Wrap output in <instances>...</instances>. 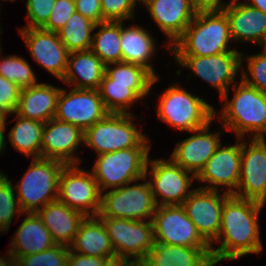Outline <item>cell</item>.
I'll return each instance as SVG.
<instances>
[{"label": "cell", "mask_w": 266, "mask_h": 266, "mask_svg": "<svg viewBox=\"0 0 266 266\" xmlns=\"http://www.w3.org/2000/svg\"><path fill=\"white\" fill-rule=\"evenodd\" d=\"M263 203L251 199H240L231 195L223 205L220 232L211 247V258L215 264L222 260H234L247 254L262 251L259 214Z\"/></svg>", "instance_id": "6da1fadb"}, {"label": "cell", "mask_w": 266, "mask_h": 266, "mask_svg": "<svg viewBox=\"0 0 266 266\" xmlns=\"http://www.w3.org/2000/svg\"><path fill=\"white\" fill-rule=\"evenodd\" d=\"M230 40L229 22L224 12H200L170 51L173 56H211L238 51L228 47Z\"/></svg>", "instance_id": "7a4b0ae2"}, {"label": "cell", "mask_w": 266, "mask_h": 266, "mask_svg": "<svg viewBox=\"0 0 266 266\" xmlns=\"http://www.w3.org/2000/svg\"><path fill=\"white\" fill-rule=\"evenodd\" d=\"M232 87L235 94L231 101L228 91L221 98L224 102L219 118H222V126L234 131L237 138L242 139L247 132H252L251 138H265L266 93L247 85L242 79L238 87L237 84Z\"/></svg>", "instance_id": "3957f363"}, {"label": "cell", "mask_w": 266, "mask_h": 266, "mask_svg": "<svg viewBox=\"0 0 266 266\" xmlns=\"http://www.w3.org/2000/svg\"><path fill=\"white\" fill-rule=\"evenodd\" d=\"M61 161L33 158L28 170L16 186V197L23 213H37L58 198Z\"/></svg>", "instance_id": "277c9868"}, {"label": "cell", "mask_w": 266, "mask_h": 266, "mask_svg": "<svg viewBox=\"0 0 266 266\" xmlns=\"http://www.w3.org/2000/svg\"><path fill=\"white\" fill-rule=\"evenodd\" d=\"M150 147H134L98 155L92 169L100 191L146 180Z\"/></svg>", "instance_id": "5b68a950"}, {"label": "cell", "mask_w": 266, "mask_h": 266, "mask_svg": "<svg viewBox=\"0 0 266 266\" xmlns=\"http://www.w3.org/2000/svg\"><path fill=\"white\" fill-rule=\"evenodd\" d=\"M131 113H109L84 131V143L98 155L134 147H150V140L133 124Z\"/></svg>", "instance_id": "8992f818"}, {"label": "cell", "mask_w": 266, "mask_h": 266, "mask_svg": "<svg viewBox=\"0 0 266 266\" xmlns=\"http://www.w3.org/2000/svg\"><path fill=\"white\" fill-rule=\"evenodd\" d=\"M158 117L175 129L194 131L212 122L216 111L203 98L178 85L169 87L160 97Z\"/></svg>", "instance_id": "52a82bcc"}, {"label": "cell", "mask_w": 266, "mask_h": 266, "mask_svg": "<svg viewBox=\"0 0 266 266\" xmlns=\"http://www.w3.org/2000/svg\"><path fill=\"white\" fill-rule=\"evenodd\" d=\"M107 231L115 256L140 265L154 246L152 221L98 217Z\"/></svg>", "instance_id": "ba28073f"}, {"label": "cell", "mask_w": 266, "mask_h": 266, "mask_svg": "<svg viewBox=\"0 0 266 266\" xmlns=\"http://www.w3.org/2000/svg\"><path fill=\"white\" fill-rule=\"evenodd\" d=\"M157 204L149 181L142 184H125L103 194L97 217L129 220H152Z\"/></svg>", "instance_id": "9c48e42d"}, {"label": "cell", "mask_w": 266, "mask_h": 266, "mask_svg": "<svg viewBox=\"0 0 266 266\" xmlns=\"http://www.w3.org/2000/svg\"><path fill=\"white\" fill-rule=\"evenodd\" d=\"M102 192L91 172L77 164L65 165L60 173L57 200L85 216H97Z\"/></svg>", "instance_id": "30bf717a"}, {"label": "cell", "mask_w": 266, "mask_h": 266, "mask_svg": "<svg viewBox=\"0 0 266 266\" xmlns=\"http://www.w3.org/2000/svg\"><path fill=\"white\" fill-rule=\"evenodd\" d=\"M157 243L185 247H211L200 235L182 205L158 206L152 217Z\"/></svg>", "instance_id": "8fae6325"}, {"label": "cell", "mask_w": 266, "mask_h": 266, "mask_svg": "<svg viewBox=\"0 0 266 266\" xmlns=\"http://www.w3.org/2000/svg\"><path fill=\"white\" fill-rule=\"evenodd\" d=\"M149 166L151 170H148ZM149 171L152 176L149 183L157 206L182 205L193 191L188 190L196 177H190L191 173L184 170L171 158L169 160L148 159L146 176ZM158 196L162 197L160 202L157 199Z\"/></svg>", "instance_id": "7c38bea8"}, {"label": "cell", "mask_w": 266, "mask_h": 266, "mask_svg": "<svg viewBox=\"0 0 266 266\" xmlns=\"http://www.w3.org/2000/svg\"><path fill=\"white\" fill-rule=\"evenodd\" d=\"M243 53L228 51L211 56H174L183 68L186 67L203 81L211 84L220 92L221 98L229 92L231 84L243 62Z\"/></svg>", "instance_id": "4fadbf2b"}, {"label": "cell", "mask_w": 266, "mask_h": 266, "mask_svg": "<svg viewBox=\"0 0 266 266\" xmlns=\"http://www.w3.org/2000/svg\"><path fill=\"white\" fill-rule=\"evenodd\" d=\"M109 113L98 90L72 88L60 90L54 118L85 131Z\"/></svg>", "instance_id": "5bb4252c"}, {"label": "cell", "mask_w": 266, "mask_h": 266, "mask_svg": "<svg viewBox=\"0 0 266 266\" xmlns=\"http://www.w3.org/2000/svg\"><path fill=\"white\" fill-rule=\"evenodd\" d=\"M242 141L240 180L233 194L240 199L266 202V141L253 138L250 146Z\"/></svg>", "instance_id": "9a60e30c"}, {"label": "cell", "mask_w": 266, "mask_h": 266, "mask_svg": "<svg viewBox=\"0 0 266 266\" xmlns=\"http://www.w3.org/2000/svg\"><path fill=\"white\" fill-rule=\"evenodd\" d=\"M218 192L198 187L182 204L187 216L211 247L220 232L224 202L231 196L225 191L220 196Z\"/></svg>", "instance_id": "2e32d148"}, {"label": "cell", "mask_w": 266, "mask_h": 266, "mask_svg": "<svg viewBox=\"0 0 266 266\" xmlns=\"http://www.w3.org/2000/svg\"><path fill=\"white\" fill-rule=\"evenodd\" d=\"M237 143L218 147L210 157L203 170L196 177L198 182H207L208 185L200 188L219 191L218 186H226V193L233 195L240 180V166L242 157V140ZM222 146V147H221Z\"/></svg>", "instance_id": "e0dca14e"}, {"label": "cell", "mask_w": 266, "mask_h": 266, "mask_svg": "<svg viewBox=\"0 0 266 266\" xmlns=\"http://www.w3.org/2000/svg\"><path fill=\"white\" fill-rule=\"evenodd\" d=\"M19 31L35 62L61 81L70 52L60 41L57 32L42 28H21Z\"/></svg>", "instance_id": "ac0fdd59"}, {"label": "cell", "mask_w": 266, "mask_h": 266, "mask_svg": "<svg viewBox=\"0 0 266 266\" xmlns=\"http://www.w3.org/2000/svg\"><path fill=\"white\" fill-rule=\"evenodd\" d=\"M82 142L84 131L81 128L52 118L42 131L41 158L58 160L66 165L78 164L80 159L73 153Z\"/></svg>", "instance_id": "d6986e66"}, {"label": "cell", "mask_w": 266, "mask_h": 266, "mask_svg": "<svg viewBox=\"0 0 266 266\" xmlns=\"http://www.w3.org/2000/svg\"><path fill=\"white\" fill-rule=\"evenodd\" d=\"M192 131L195 133L190 137L178 142L170 158L184 170L197 177L203 170L210 157L220 146V134L210 133L209 126Z\"/></svg>", "instance_id": "ffe728a7"}, {"label": "cell", "mask_w": 266, "mask_h": 266, "mask_svg": "<svg viewBox=\"0 0 266 266\" xmlns=\"http://www.w3.org/2000/svg\"><path fill=\"white\" fill-rule=\"evenodd\" d=\"M144 5L151 18L171 40L169 49L183 35L196 15L191 0H149Z\"/></svg>", "instance_id": "44dd1931"}, {"label": "cell", "mask_w": 266, "mask_h": 266, "mask_svg": "<svg viewBox=\"0 0 266 266\" xmlns=\"http://www.w3.org/2000/svg\"><path fill=\"white\" fill-rule=\"evenodd\" d=\"M237 1L234 0L224 11L232 41H251L262 45L266 38V14Z\"/></svg>", "instance_id": "7402d4cb"}, {"label": "cell", "mask_w": 266, "mask_h": 266, "mask_svg": "<svg viewBox=\"0 0 266 266\" xmlns=\"http://www.w3.org/2000/svg\"><path fill=\"white\" fill-rule=\"evenodd\" d=\"M56 244L70 246L85 215L58 200L46 204L37 212Z\"/></svg>", "instance_id": "603a6c76"}, {"label": "cell", "mask_w": 266, "mask_h": 266, "mask_svg": "<svg viewBox=\"0 0 266 266\" xmlns=\"http://www.w3.org/2000/svg\"><path fill=\"white\" fill-rule=\"evenodd\" d=\"M139 266H214L211 247H185L154 243Z\"/></svg>", "instance_id": "cb8c5ba5"}, {"label": "cell", "mask_w": 266, "mask_h": 266, "mask_svg": "<svg viewBox=\"0 0 266 266\" xmlns=\"http://www.w3.org/2000/svg\"><path fill=\"white\" fill-rule=\"evenodd\" d=\"M61 88L38 83L20 91L15 113L23 118L46 123L55 117Z\"/></svg>", "instance_id": "d4e9b609"}, {"label": "cell", "mask_w": 266, "mask_h": 266, "mask_svg": "<svg viewBox=\"0 0 266 266\" xmlns=\"http://www.w3.org/2000/svg\"><path fill=\"white\" fill-rule=\"evenodd\" d=\"M104 74L105 64L95 53L91 50L75 51L69 53L61 81L77 89L98 90Z\"/></svg>", "instance_id": "484cf974"}, {"label": "cell", "mask_w": 266, "mask_h": 266, "mask_svg": "<svg viewBox=\"0 0 266 266\" xmlns=\"http://www.w3.org/2000/svg\"><path fill=\"white\" fill-rule=\"evenodd\" d=\"M69 249L87 256L107 258L109 261L117 259L110 237L97 216L85 217Z\"/></svg>", "instance_id": "4316f807"}, {"label": "cell", "mask_w": 266, "mask_h": 266, "mask_svg": "<svg viewBox=\"0 0 266 266\" xmlns=\"http://www.w3.org/2000/svg\"><path fill=\"white\" fill-rule=\"evenodd\" d=\"M26 214L10 245L15 260L21 256L43 252L56 245L38 214Z\"/></svg>", "instance_id": "83f0119b"}, {"label": "cell", "mask_w": 266, "mask_h": 266, "mask_svg": "<svg viewBox=\"0 0 266 266\" xmlns=\"http://www.w3.org/2000/svg\"><path fill=\"white\" fill-rule=\"evenodd\" d=\"M155 42L148 31L139 26L123 27L121 22L120 48L122 62L141 66L157 77L150 64L155 51Z\"/></svg>", "instance_id": "f1b7e54d"}, {"label": "cell", "mask_w": 266, "mask_h": 266, "mask_svg": "<svg viewBox=\"0 0 266 266\" xmlns=\"http://www.w3.org/2000/svg\"><path fill=\"white\" fill-rule=\"evenodd\" d=\"M153 84H122L114 83L104 74L99 86V94L106 109L110 113H130L131 105L152 90Z\"/></svg>", "instance_id": "f546056e"}, {"label": "cell", "mask_w": 266, "mask_h": 266, "mask_svg": "<svg viewBox=\"0 0 266 266\" xmlns=\"http://www.w3.org/2000/svg\"><path fill=\"white\" fill-rule=\"evenodd\" d=\"M17 122L8 136L13 147L28 157L41 158L42 131L45 123L23 118L16 114Z\"/></svg>", "instance_id": "4dcf8cb0"}, {"label": "cell", "mask_w": 266, "mask_h": 266, "mask_svg": "<svg viewBox=\"0 0 266 266\" xmlns=\"http://www.w3.org/2000/svg\"><path fill=\"white\" fill-rule=\"evenodd\" d=\"M100 27L92 38L91 51L95 53L105 65L122 62L120 48L121 22L105 21L95 25Z\"/></svg>", "instance_id": "1f68e13d"}, {"label": "cell", "mask_w": 266, "mask_h": 266, "mask_svg": "<svg viewBox=\"0 0 266 266\" xmlns=\"http://www.w3.org/2000/svg\"><path fill=\"white\" fill-rule=\"evenodd\" d=\"M93 21L79 12H74L65 26L57 31L60 41L71 53L90 50L92 45V31L95 30Z\"/></svg>", "instance_id": "d6a6232c"}, {"label": "cell", "mask_w": 266, "mask_h": 266, "mask_svg": "<svg viewBox=\"0 0 266 266\" xmlns=\"http://www.w3.org/2000/svg\"><path fill=\"white\" fill-rule=\"evenodd\" d=\"M109 66H113V68ZM105 74L114 80V83L122 84H155L159 79L145 68L127 62L105 65Z\"/></svg>", "instance_id": "836d02e7"}, {"label": "cell", "mask_w": 266, "mask_h": 266, "mask_svg": "<svg viewBox=\"0 0 266 266\" xmlns=\"http://www.w3.org/2000/svg\"><path fill=\"white\" fill-rule=\"evenodd\" d=\"M4 58V59H3ZM0 62V75L15 83L21 89L38 84L30 64L17 55L4 57Z\"/></svg>", "instance_id": "e575fe53"}, {"label": "cell", "mask_w": 266, "mask_h": 266, "mask_svg": "<svg viewBox=\"0 0 266 266\" xmlns=\"http://www.w3.org/2000/svg\"><path fill=\"white\" fill-rule=\"evenodd\" d=\"M15 188L11 181L4 173L0 171V231H8L12 223L15 212L23 214L18 199L16 197Z\"/></svg>", "instance_id": "d590c367"}, {"label": "cell", "mask_w": 266, "mask_h": 266, "mask_svg": "<svg viewBox=\"0 0 266 266\" xmlns=\"http://www.w3.org/2000/svg\"><path fill=\"white\" fill-rule=\"evenodd\" d=\"M69 247L56 244L43 252L18 257L15 266H67Z\"/></svg>", "instance_id": "8d00e7d4"}, {"label": "cell", "mask_w": 266, "mask_h": 266, "mask_svg": "<svg viewBox=\"0 0 266 266\" xmlns=\"http://www.w3.org/2000/svg\"><path fill=\"white\" fill-rule=\"evenodd\" d=\"M246 59L248 62L247 72L250 74L251 79L246 71H242L241 79L247 85L266 93V54L262 51V53L248 56Z\"/></svg>", "instance_id": "74e56055"}, {"label": "cell", "mask_w": 266, "mask_h": 266, "mask_svg": "<svg viewBox=\"0 0 266 266\" xmlns=\"http://www.w3.org/2000/svg\"><path fill=\"white\" fill-rule=\"evenodd\" d=\"M103 22H124L134 18L135 0H100ZM132 18V19H131Z\"/></svg>", "instance_id": "f35d334b"}, {"label": "cell", "mask_w": 266, "mask_h": 266, "mask_svg": "<svg viewBox=\"0 0 266 266\" xmlns=\"http://www.w3.org/2000/svg\"><path fill=\"white\" fill-rule=\"evenodd\" d=\"M55 0H27L28 25L22 28H42L48 21Z\"/></svg>", "instance_id": "ab89813d"}, {"label": "cell", "mask_w": 266, "mask_h": 266, "mask_svg": "<svg viewBox=\"0 0 266 266\" xmlns=\"http://www.w3.org/2000/svg\"><path fill=\"white\" fill-rule=\"evenodd\" d=\"M75 11L74 0H55L50 17L42 29L57 32L65 26Z\"/></svg>", "instance_id": "60d3db41"}, {"label": "cell", "mask_w": 266, "mask_h": 266, "mask_svg": "<svg viewBox=\"0 0 266 266\" xmlns=\"http://www.w3.org/2000/svg\"><path fill=\"white\" fill-rule=\"evenodd\" d=\"M21 88L12 81L0 75V108L9 115L15 113Z\"/></svg>", "instance_id": "b9f144b4"}, {"label": "cell", "mask_w": 266, "mask_h": 266, "mask_svg": "<svg viewBox=\"0 0 266 266\" xmlns=\"http://www.w3.org/2000/svg\"><path fill=\"white\" fill-rule=\"evenodd\" d=\"M76 12L89 18L96 24L103 22L100 0H74Z\"/></svg>", "instance_id": "7bdbcfd3"}, {"label": "cell", "mask_w": 266, "mask_h": 266, "mask_svg": "<svg viewBox=\"0 0 266 266\" xmlns=\"http://www.w3.org/2000/svg\"><path fill=\"white\" fill-rule=\"evenodd\" d=\"M108 261L107 258L87 256L69 249L67 266H105Z\"/></svg>", "instance_id": "ee69618b"}, {"label": "cell", "mask_w": 266, "mask_h": 266, "mask_svg": "<svg viewBox=\"0 0 266 266\" xmlns=\"http://www.w3.org/2000/svg\"><path fill=\"white\" fill-rule=\"evenodd\" d=\"M233 1L234 0L230 3H224L221 0H191V4L196 13L224 12Z\"/></svg>", "instance_id": "f6af8a7d"}, {"label": "cell", "mask_w": 266, "mask_h": 266, "mask_svg": "<svg viewBox=\"0 0 266 266\" xmlns=\"http://www.w3.org/2000/svg\"><path fill=\"white\" fill-rule=\"evenodd\" d=\"M105 266H139L136 262L127 259H114L108 261Z\"/></svg>", "instance_id": "bcb514c9"}, {"label": "cell", "mask_w": 266, "mask_h": 266, "mask_svg": "<svg viewBox=\"0 0 266 266\" xmlns=\"http://www.w3.org/2000/svg\"><path fill=\"white\" fill-rule=\"evenodd\" d=\"M0 266H15V259L10 249L7 252L5 259L0 256Z\"/></svg>", "instance_id": "7dc6e473"}, {"label": "cell", "mask_w": 266, "mask_h": 266, "mask_svg": "<svg viewBox=\"0 0 266 266\" xmlns=\"http://www.w3.org/2000/svg\"><path fill=\"white\" fill-rule=\"evenodd\" d=\"M249 6L259 9L266 14V0H251V2H246Z\"/></svg>", "instance_id": "c3c4849f"}, {"label": "cell", "mask_w": 266, "mask_h": 266, "mask_svg": "<svg viewBox=\"0 0 266 266\" xmlns=\"http://www.w3.org/2000/svg\"><path fill=\"white\" fill-rule=\"evenodd\" d=\"M9 114L0 108V128H5L6 126V118Z\"/></svg>", "instance_id": "681fc988"}, {"label": "cell", "mask_w": 266, "mask_h": 266, "mask_svg": "<svg viewBox=\"0 0 266 266\" xmlns=\"http://www.w3.org/2000/svg\"><path fill=\"white\" fill-rule=\"evenodd\" d=\"M4 131H5V128H0V153L3 152V150L5 149L6 147V142H5V136H4Z\"/></svg>", "instance_id": "f907efd6"}, {"label": "cell", "mask_w": 266, "mask_h": 266, "mask_svg": "<svg viewBox=\"0 0 266 266\" xmlns=\"http://www.w3.org/2000/svg\"><path fill=\"white\" fill-rule=\"evenodd\" d=\"M261 46L263 47L262 51L266 54V38H265V40H264V42L262 43Z\"/></svg>", "instance_id": "816d5d0a"}, {"label": "cell", "mask_w": 266, "mask_h": 266, "mask_svg": "<svg viewBox=\"0 0 266 266\" xmlns=\"http://www.w3.org/2000/svg\"><path fill=\"white\" fill-rule=\"evenodd\" d=\"M135 1H136V3H137V1H138V3H139V2H142V4H143V3L145 4V3H146L147 1H149V0H135Z\"/></svg>", "instance_id": "f5cc1de1"}, {"label": "cell", "mask_w": 266, "mask_h": 266, "mask_svg": "<svg viewBox=\"0 0 266 266\" xmlns=\"http://www.w3.org/2000/svg\"><path fill=\"white\" fill-rule=\"evenodd\" d=\"M1 29H2V28L0 27V33H2ZM0 55H1V46H0Z\"/></svg>", "instance_id": "db71d44e"}]
</instances>
